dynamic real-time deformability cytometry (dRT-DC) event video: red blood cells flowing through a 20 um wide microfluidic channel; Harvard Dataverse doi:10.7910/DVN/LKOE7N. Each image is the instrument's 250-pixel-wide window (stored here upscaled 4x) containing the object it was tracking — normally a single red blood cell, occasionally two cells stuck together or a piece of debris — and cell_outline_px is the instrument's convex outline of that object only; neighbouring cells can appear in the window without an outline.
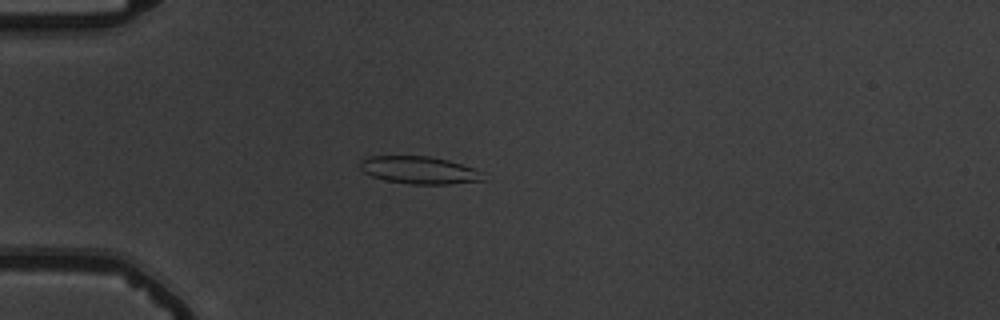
{"species": "common noctule bat (a hibernating species)", "species_latin": "Nyctalus noctula", "temperature_condition": "warm", "stored_images_in_passage": 45, "camera_frame_rate_fps": 3000, "um_per_image_px": 0.085, "animal": {"sex": "male", "body_mass_g": 19.5, "forearm_length_mm": 54.6}, "frame": {"image": 1, "passage_image": 6, "time_ms": 1.667, "image_size_px": [1000, 320], "cell_outline_px": [[488, 180], [448, 184], [408, 184], [384, 180], [372, 176], [364, 172], [360, 168], [360, 160], [368, 156], [428, 156], [448, 160], [484, 172]], "centroid_in_image_um": [35.66, 14.47], "position_along_channel_um": 49.3, "area_um2": 19.88}}
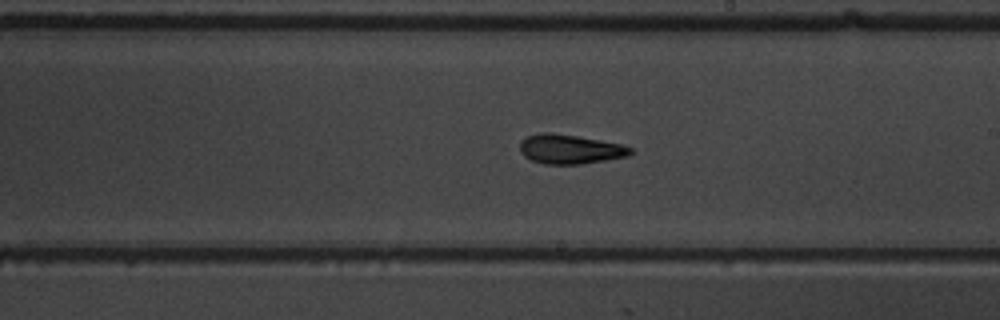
{"frame": {"image": 2, "passage_image": 23, "time_ms": 7.333, "image_size_px": [1000, 320], "cell_outline_px": [[632, 152], [628, 156], [580, 164], [544, 164], [532, 160], [524, 156], [520, 152], [520, 140], [528, 136], [544, 132], [548, 132], [576, 136], [600, 140], [620, 144], [632, 148]], "centroid_in_image_um": [48.42, 12.68], "position_along_channel_um": 240.6, "area_um2": 18.73}}
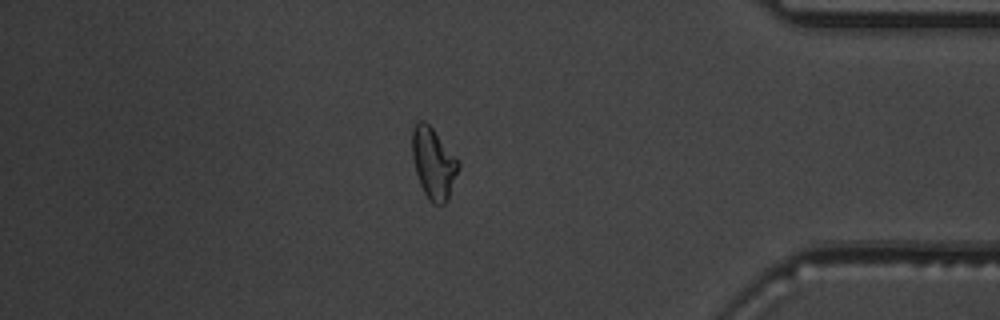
{"frame": {"image": 3, "passage_image": 38, "time_ms": 12.333, "image_size_px": [1000, 320], "cell_outline_px": [[460, 168], [448, 196], [444, 204], [432, 204], [428, 200], [420, 184], [416, 172], [412, 156], [412, 128], [420, 120], [424, 120], [432, 128], [460, 160]], "centroid_in_image_um": [36.85, 13.86], "position_along_channel_um": 398.3, "area_um2": 19.13}, "authors_computed_cell_mechanics": {"area_um2": 19.0162, "velocity_mm_per_s": 3.7084, "shape_relaxation_time_tau1_ms": 6.1822, "shape_relaxation_time_tau2_ms": 2.1463, "deformation_change_tau1": 0.1707, "deformation_change_tau2": 0.1007}}